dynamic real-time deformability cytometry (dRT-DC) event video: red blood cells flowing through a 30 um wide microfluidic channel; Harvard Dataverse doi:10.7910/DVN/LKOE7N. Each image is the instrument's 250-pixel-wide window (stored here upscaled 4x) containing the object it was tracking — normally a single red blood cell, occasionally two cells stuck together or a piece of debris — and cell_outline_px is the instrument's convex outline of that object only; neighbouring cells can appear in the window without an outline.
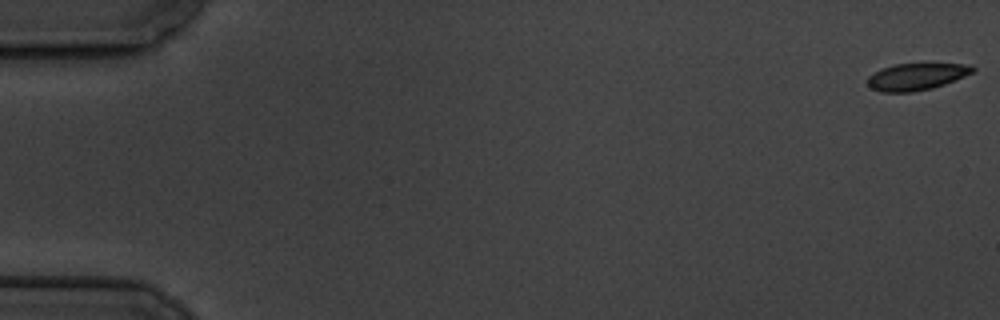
{"species": "common noctule bat (a hibernating species)", "species_latin": "Nyctalus noctula", "temperature_condition": "cold", "stored_images_in_passage": 53, "camera_frame_rate_fps": 3000, "um_per_image_px": 0.085, "animal": {"sex": "male", "body_mass_g": 19.5, "forearm_length_mm": 54.6}, "frame": {"image": 1, "passage_image": 1, "time_ms": 0.0, "image_size_px": [1000, 320], "cell_outline_px": [[976, 68], [972, 72], [964, 76], [944, 84], [932, 88], [912, 92], [880, 92], [872, 88], [868, 84], [868, 76], [884, 68], [896, 64], [972, 64]], "centroid_in_image_um": [77.91, 6.52], "position_along_channel_um": 7.1, "area_um2": 16.18}}
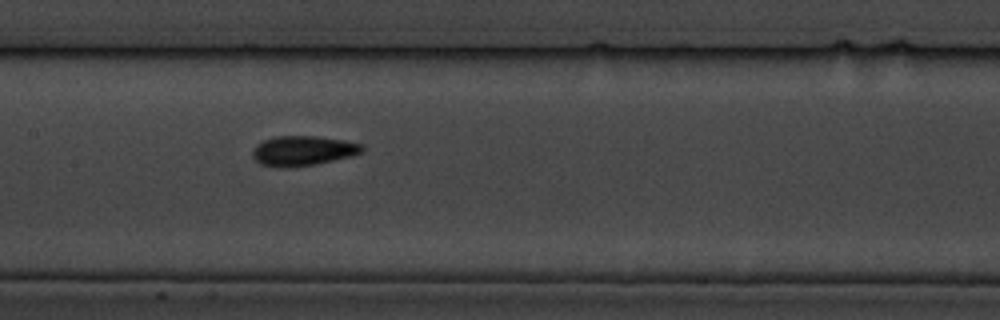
{"frame": {"image": 2, "passage_image": 29, "time_ms": 9.333, "image_size_px": [1000, 320], "cell_outline_px": [[364, 148], [360, 152], [352, 156], [316, 164], [292, 168], [276, 168], [260, 164], [252, 156], [252, 152], [256, 144], [272, 136], [316, 136], [340, 140], [360, 144]], "centroid_in_image_um": [25.67, 12.83], "position_along_channel_um": 181.7, "area_um2": 19.13}}
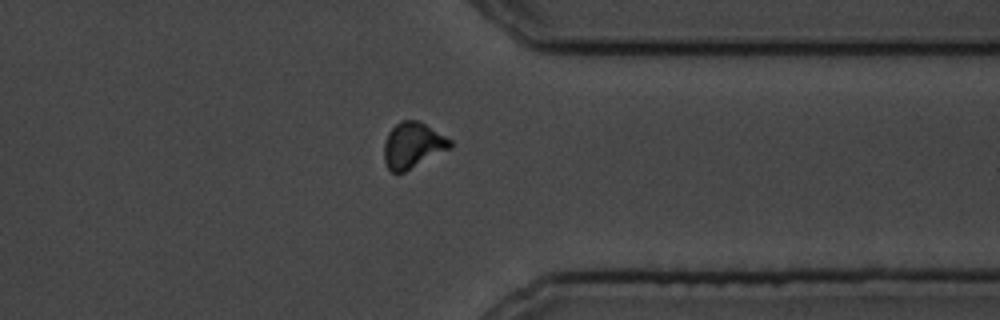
{"frame": {"image": 3, "passage_image": 46, "time_ms": 15.0, "image_size_px": [1000, 320], "cell_outline_px": [[452, 148], [404, 172], [392, 172], [388, 168], [384, 160], [384, 144], [388, 132], [400, 120], [420, 120], [452, 140]], "centroid_in_image_um": [35.1, 12.33], "position_along_channel_um": 376.3, "area_um2": 17.74}}